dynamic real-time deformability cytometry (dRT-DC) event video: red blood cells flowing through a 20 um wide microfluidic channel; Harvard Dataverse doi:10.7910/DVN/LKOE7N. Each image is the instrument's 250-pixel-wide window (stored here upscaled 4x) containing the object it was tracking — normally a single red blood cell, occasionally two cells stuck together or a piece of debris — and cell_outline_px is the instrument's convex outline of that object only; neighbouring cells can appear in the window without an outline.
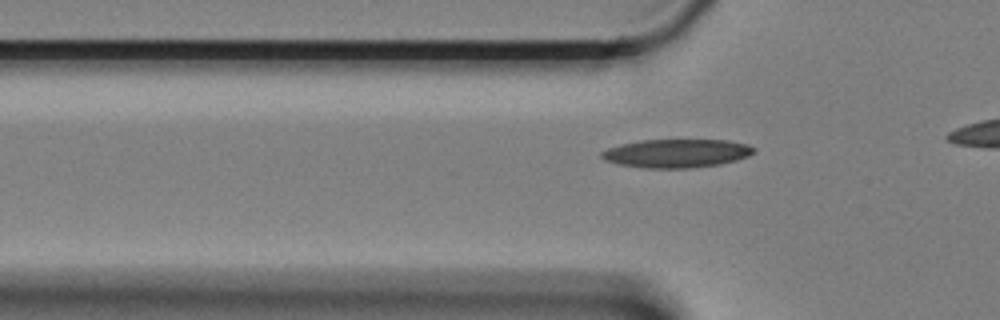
{"species": "Egyptian fruit bat (a non-hibernating species)", "species_latin": "Rousettus aegyptiacus", "temperature_condition": "cold", "stored_images_in_passage": 13, "camera_frame_rate_fps": 3000, "um_per_image_px": 0.085, "animal": {"sex": "female"}, "frame": {"image": 1, "passage_image": 2, "time_ms": 0.333, "image_size_px": [1000, 320], "cell_outline_px": [[756, 152], [748, 156], [736, 160], [720, 164], [692, 168], [644, 168], [620, 164], [604, 160], [600, 156], [600, 152], [608, 148], [620, 144], [640, 140], [728, 140], [748, 144], [756, 148]], "centroid_in_image_um": [57.53, 13.03], "position_along_channel_um": 68.3, "area_um2": 25.43}}
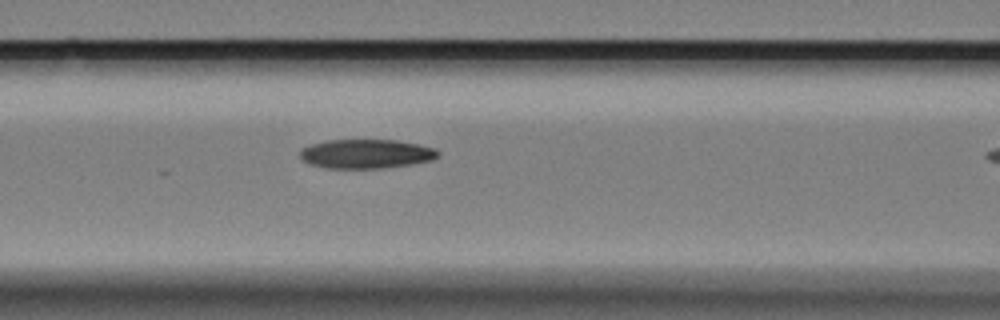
{"frame": {"image": 2, "passage_image": 8, "time_ms": 2.333, "image_size_px": [1000, 320], "cell_outline_px": [[440, 156], [432, 160], [408, 164], [380, 168], [324, 168], [300, 160], [300, 148], [312, 144], [328, 140], [396, 140], [420, 144], [436, 148], [440, 152]], "centroid_in_image_um": [31.13, 13.07], "position_along_channel_um": 135.5, "area_um2": 23.52}}
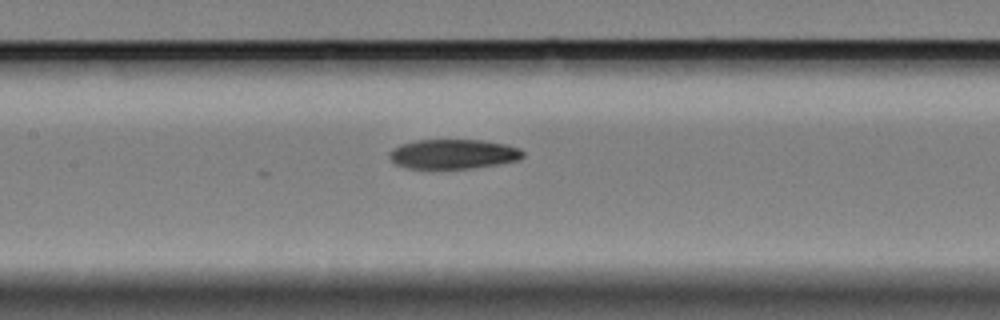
{"frame": {"image": 3, "passage_image": 11, "time_ms": 3.333, "image_size_px": [1000, 320], "cell_outline_px": [[524, 156], [520, 160], [472, 168], [408, 168], [396, 164], [388, 156], [388, 152], [392, 148], [400, 144], [416, 140], [484, 140], [504, 144], [520, 148], [524, 152]], "centroid_in_image_um": [38.52, 13.08], "position_along_channel_um": 168.9, "area_um2": 23.06}}